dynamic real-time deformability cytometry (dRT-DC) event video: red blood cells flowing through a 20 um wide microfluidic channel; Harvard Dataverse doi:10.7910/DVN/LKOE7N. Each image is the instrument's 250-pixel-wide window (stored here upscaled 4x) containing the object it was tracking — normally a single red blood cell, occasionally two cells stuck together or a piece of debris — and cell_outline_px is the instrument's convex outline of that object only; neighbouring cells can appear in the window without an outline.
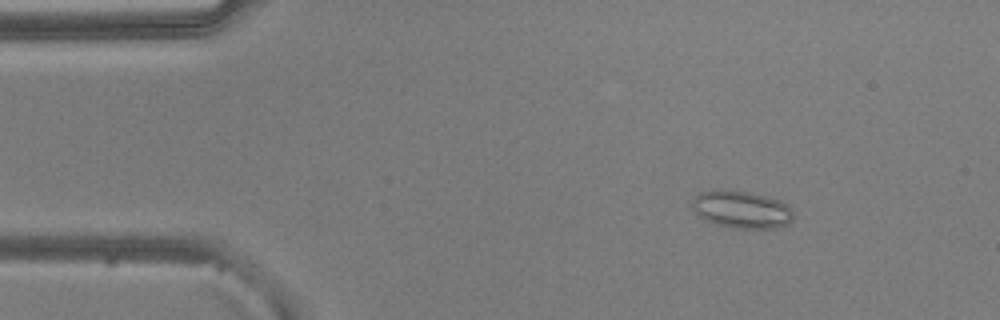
{"species": "common noctule bat (a hibernating species)", "species_latin": "Nyctalus noctula", "temperature_condition": "warm", "stored_images_in_passage": 52, "camera_frame_rate_fps": 3000, "um_per_image_px": 0.085, "animal": {"sex": "male", "body_mass_g": 20.5, "forearm_length_mm": 52.5}, "frame": {"image": 1, "passage_image": 7, "time_ms": 2.0, "image_size_px": [1000, 320], "cell_outline_px": [[792, 220], [788, 224], [776, 228], [736, 228], [716, 224], [704, 220], [692, 208], [692, 200], [700, 192], [716, 188], [752, 192], [780, 200], [788, 204], [792, 212]], "centroid_in_image_um": [63.02, 17.78], "position_along_channel_um": 22.0, "area_um2": 22.31}}
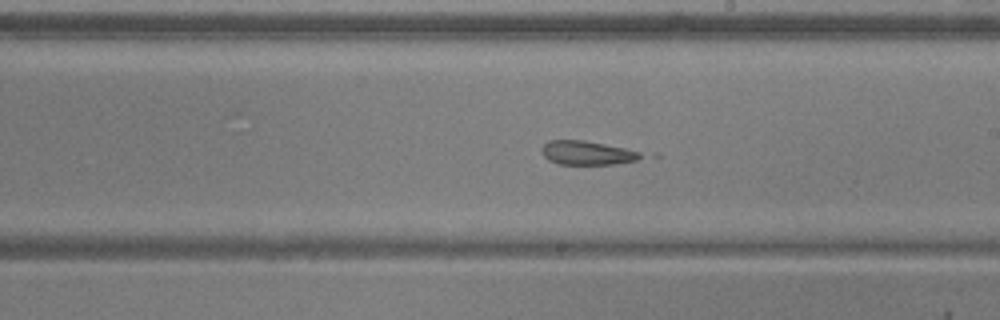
{"frame": {"image": 2, "passage_image": 29, "time_ms": 9.333, "image_size_px": [1000, 320], "cell_outline_px": [[644, 156], [636, 160], [612, 164], [560, 164], [548, 160], [544, 156], [540, 148], [548, 140], [584, 140], [624, 148], [640, 152]], "centroid_in_image_um": [49.86, 12.99], "position_along_channel_um": 239.1, "area_um2": 13.7}}
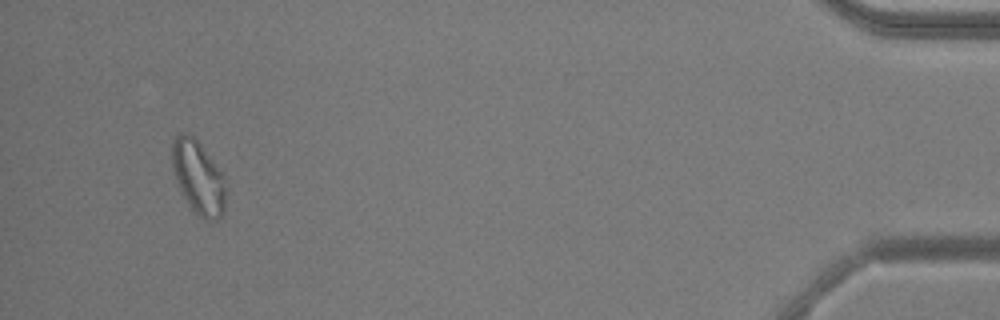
{"frame": {"image": 3, "passage_image": 49, "time_ms": 16.0, "image_size_px": [1000, 320], "cell_outline_px": [[224, 212], [216, 220], [204, 220], [196, 216], [184, 196], [176, 180], [172, 164], [172, 144], [176, 136], [180, 132], [188, 132], [200, 144], [224, 172]], "centroid_in_image_um": [16.86, 15.07], "position_along_channel_um": 418.3, "area_um2": 22.95}, "authors_computed_cell_mechanics": {"area_um2": 17.7446, "velocity_mm_per_s": 3.8984, "shape_relaxation_time_tau1_ms": null, "shape_relaxation_time_tau2_ms": 4.6001, "deformation_change_tau1": null, "deformation_change_tau2": 0.1413}}